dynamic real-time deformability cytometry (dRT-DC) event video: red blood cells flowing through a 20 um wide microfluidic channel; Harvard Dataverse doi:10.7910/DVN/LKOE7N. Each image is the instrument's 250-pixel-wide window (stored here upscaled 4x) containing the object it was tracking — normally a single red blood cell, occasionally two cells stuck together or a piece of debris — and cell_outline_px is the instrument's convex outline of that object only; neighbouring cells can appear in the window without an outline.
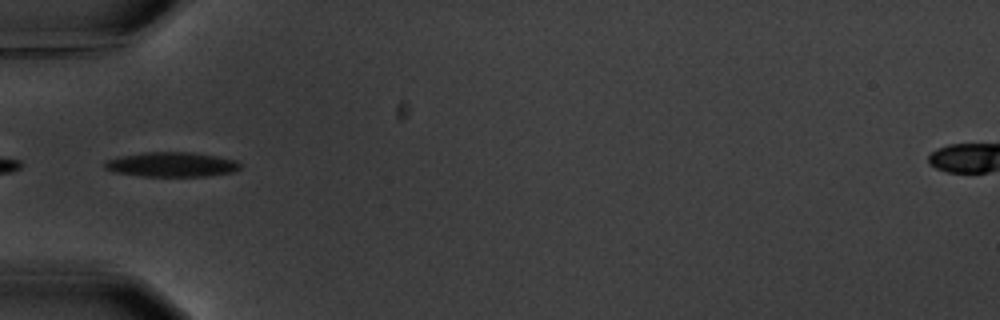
{"species": "common noctule bat (a hibernating species)", "species_latin": "Nyctalus noctula", "temperature_condition": "warm", "stored_images_in_passage": 5, "camera_frame_rate_fps": 3000, "um_per_image_px": 0.085, "animal": {"sex": "male", "body_mass_g": 20.1, "forearm_length_mm": 53.5}, "frame": {"image": 1, "passage_image": 4, "time_ms": 3.333, "image_size_px": [1000, 320], "cell_outline_px": [[240, 168], [232, 172], [204, 176], [144, 176], [112, 172], [104, 168], [104, 160], [120, 156], [144, 152], [196, 152], [236, 160], [240, 164]], "centroid_in_image_um": [14.54, 13.97], "position_along_channel_um": 70.5, "area_um2": 19.54}}